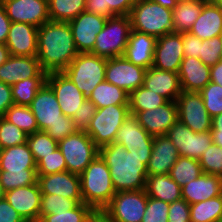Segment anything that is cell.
<instances>
[{"instance_id":"cell-41","label":"cell","mask_w":222,"mask_h":222,"mask_svg":"<svg viewBox=\"0 0 222 222\" xmlns=\"http://www.w3.org/2000/svg\"><path fill=\"white\" fill-rule=\"evenodd\" d=\"M95 211L84 203H78L69 211L55 212V214L39 215V222H88Z\"/></svg>"},{"instance_id":"cell-2","label":"cell","mask_w":222,"mask_h":222,"mask_svg":"<svg viewBox=\"0 0 222 222\" xmlns=\"http://www.w3.org/2000/svg\"><path fill=\"white\" fill-rule=\"evenodd\" d=\"M99 155L110 169L116 193L145 189L151 156H137L116 142L99 148Z\"/></svg>"},{"instance_id":"cell-59","label":"cell","mask_w":222,"mask_h":222,"mask_svg":"<svg viewBox=\"0 0 222 222\" xmlns=\"http://www.w3.org/2000/svg\"><path fill=\"white\" fill-rule=\"evenodd\" d=\"M153 145H138L133 146V149L130 150V153H133L137 156H151Z\"/></svg>"},{"instance_id":"cell-42","label":"cell","mask_w":222,"mask_h":222,"mask_svg":"<svg viewBox=\"0 0 222 222\" xmlns=\"http://www.w3.org/2000/svg\"><path fill=\"white\" fill-rule=\"evenodd\" d=\"M27 143L36 164L46 155L53 153L58 148V142L44 131H37L29 134L27 136Z\"/></svg>"},{"instance_id":"cell-55","label":"cell","mask_w":222,"mask_h":222,"mask_svg":"<svg viewBox=\"0 0 222 222\" xmlns=\"http://www.w3.org/2000/svg\"><path fill=\"white\" fill-rule=\"evenodd\" d=\"M12 105L14 101L11 86L0 81V117H3Z\"/></svg>"},{"instance_id":"cell-52","label":"cell","mask_w":222,"mask_h":222,"mask_svg":"<svg viewBox=\"0 0 222 222\" xmlns=\"http://www.w3.org/2000/svg\"><path fill=\"white\" fill-rule=\"evenodd\" d=\"M168 222H190V204L182 198L170 203Z\"/></svg>"},{"instance_id":"cell-14","label":"cell","mask_w":222,"mask_h":222,"mask_svg":"<svg viewBox=\"0 0 222 222\" xmlns=\"http://www.w3.org/2000/svg\"><path fill=\"white\" fill-rule=\"evenodd\" d=\"M183 58V33L172 32L157 38L153 67L178 73Z\"/></svg>"},{"instance_id":"cell-43","label":"cell","mask_w":222,"mask_h":222,"mask_svg":"<svg viewBox=\"0 0 222 222\" xmlns=\"http://www.w3.org/2000/svg\"><path fill=\"white\" fill-rule=\"evenodd\" d=\"M28 134L13 123L0 117V149L13 147L27 142Z\"/></svg>"},{"instance_id":"cell-51","label":"cell","mask_w":222,"mask_h":222,"mask_svg":"<svg viewBox=\"0 0 222 222\" xmlns=\"http://www.w3.org/2000/svg\"><path fill=\"white\" fill-rule=\"evenodd\" d=\"M77 129L74 126L73 119L71 117H65V122H56L53 125H49L44 132H46L51 138L59 142L68 135L75 133Z\"/></svg>"},{"instance_id":"cell-57","label":"cell","mask_w":222,"mask_h":222,"mask_svg":"<svg viewBox=\"0 0 222 222\" xmlns=\"http://www.w3.org/2000/svg\"><path fill=\"white\" fill-rule=\"evenodd\" d=\"M211 133L213 143L222 147V113L212 118Z\"/></svg>"},{"instance_id":"cell-5","label":"cell","mask_w":222,"mask_h":222,"mask_svg":"<svg viewBox=\"0 0 222 222\" xmlns=\"http://www.w3.org/2000/svg\"><path fill=\"white\" fill-rule=\"evenodd\" d=\"M129 17L132 30L156 38L174 32L172 10L152 0H138L131 9Z\"/></svg>"},{"instance_id":"cell-32","label":"cell","mask_w":222,"mask_h":222,"mask_svg":"<svg viewBox=\"0 0 222 222\" xmlns=\"http://www.w3.org/2000/svg\"><path fill=\"white\" fill-rule=\"evenodd\" d=\"M208 0H179L172 9L174 32H189Z\"/></svg>"},{"instance_id":"cell-23","label":"cell","mask_w":222,"mask_h":222,"mask_svg":"<svg viewBox=\"0 0 222 222\" xmlns=\"http://www.w3.org/2000/svg\"><path fill=\"white\" fill-rule=\"evenodd\" d=\"M43 70L36 56L10 55L0 65V81L12 86L20 80L37 77Z\"/></svg>"},{"instance_id":"cell-53","label":"cell","mask_w":222,"mask_h":222,"mask_svg":"<svg viewBox=\"0 0 222 222\" xmlns=\"http://www.w3.org/2000/svg\"><path fill=\"white\" fill-rule=\"evenodd\" d=\"M183 49L184 57L200 58V38L190 34L189 32H183Z\"/></svg>"},{"instance_id":"cell-8","label":"cell","mask_w":222,"mask_h":222,"mask_svg":"<svg viewBox=\"0 0 222 222\" xmlns=\"http://www.w3.org/2000/svg\"><path fill=\"white\" fill-rule=\"evenodd\" d=\"M129 115V105H110L97 109L85 132L98 148L112 144Z\"/></svg>"},{"instance_id":"cell-46","label":"cell","mask_w":222,"mask_h":222,"mask_svg":"<svg viewBox=\"0 0 222 222\" xmlns=\"http://www.w3.org/2000/svg\"><path fill=\"white\" fill-rule=\"evenodd\" d=\"M198 161L203 173L222 177V147L212 143Z\"/></svg>"},{"instance_id":"cell-34","label":"cell","mask_w":222,"mask_h":222,"mask_svg":"<svg viewBox=\"0 0 222 222\" xmlns=\"http://www.w3.org/2000/svg\"><path fill=\"white\" fill-rule=\"evenodd\" d=\"M138 0H86L85 11L98 16L110 18L128 15Z\"/></svg>"},{"instance_id":"cell-58","label":"cell","mask_w":222,"mask_h":222,"mask_svg":"<svg viewBox=\"0 0 222 222\" xmlns=\"http://www.w3.org/2000/svg\"><path fill=\"white\" fill-rule=\"evenodd\" d=\"M210 81L222 86V60L210 67Z\"/></svg>"},{"instance_id":"cell-15","label":"cell","mask_w":222,"mask_h":222,"mask_svg":"<svg viewBox=\"0 0 222 222\" xmlns=\"http://www.w3.org/2000/svg\"><path fill=\"white\" fill-rule=\"evenodd\" d=\"M11 22L42 26L50 20L48 0H0Z\"/></svg>"},{"instance_id":"cell-31","label":"cell","mask_w":222,"mask_h":222,"mask_svg":"<svg viewBox=\"0 0 222 222\" xmlns=\"http://www.w3.org/2000/svg\"><path fill=\"white\" fill-rule=\"evenodd\" d=\"M145 191L148 197L169 204L182 198L181 187L168 174L148 176Z\"/></svg>"},{"instance_id":"cell-22","label":"cell","mask_w":222,"mask_h":222,"mask_svg":"<svg viewBox=\"0 0 222 222\" xmlns=\"http://www.w3.org/2000/svg\"><path fill=\"white\" fill-rule=\"evenodd\" d=\"M38 27L21 22H12L5 45L13 56L37 55Z\"/></svg>"},{"instance_id":"cell-36","label":"cell","mask_w":222,"mask_h":222,"mask_svg":"<svg viewBox=\"0 0 222 222\" xmlns=\"http://www.w3.org/2000/svg\"><path fill=\"white\" fill-rule=\"evenodd\" d=\"M86 0H48L51 21L70 22L85 11Z\"/></svg>"},{"instance_id":"cell-38","label":"cell","mask_w":222,"mask_h":222,"mask_svg":"<svg viewBox=\"0 0 222 222\" xmlns=\"http://www.w3.org/2000/svg\"><path fill=\"white\" fill-rule=\"evenodd\" d=\"M167 101L162 95L148 90L142 85L129 94L130 114L135 115L137 112L157 108Z\"/></svg>"},{"instance_id":"cell-24","label":"cell","mask_w":222,"mask_h":222,"mask_svg":"<svg viewBox=\"0 0 222 222\" xmlns=\"http://www.w3.org/2000/svg\"><path fill=\"white\" fill-rule=\"evenodd\" d=\"M179 153L167 135L154 136L151 157L147 165L148 176L169 174Z\"/></svg>"},{"instance_id":"cell-54","label":"cell","mask_w":222,"mask_h":222,"mask_svg":"<svg viewBox=\"0 0 222 222\" xmlns=\"http://www.w3.org/2000/svg\"><path fill=\"white\" fill-rule=\"evenodd\" d=\"M23 220L5 198L0 200V222H21Z\"/></svg>"},{"instance_id":"cell-3","label":"cell","mask_w":222,"mask_h":222,"mask_svg":"<svg viewBox=\"0 0 222 222\" xmlns=\"http://www.w3.org/2000/svg\"><path fill=\"white\" fill-rule=\"evenodd\" d=\"M35 183L36 162L27 142L0 150V184L5 192Z\"/></svg>"},{"instance_id":"cell-29","label":"cell","mask_w":222,"mask_h":222,"mask_svg":"<svg viewBox=\"0 0 222 222\" xmlns=\"http://www.w3.org/2000/svg\"><path fill=\"white\" fill-rule=\"evenodd\" d=\"M190 34L201 40L218 37L222 33V10L208 0L202 7L201 14L193 23Z\"/></svg>"},{"instance_id":"cell-61","label":"cell","mask_w":222,"mask_h":222,"mask_svg":"<svg viewBox=\"0 0 222 222\" xmlns=\"http://www.w3.org/2000/svg\"><path fill=\"white\" fill-rule=\"evenodd\" d=\"M10 53L9 49L5 44L0 43V65L5 63L7 59L9 58Z\"/></svg>"},{"instance_id":"cell-37","label":"cell","mask_w":222,"mask_h":222,"mask_svg":"<svg viewBox=\"0 0 222 222\" xmlns=\"http://www.w3.org/2000/svg\"><path fill=\"white\" fill-rule=\"evenodd\" d=\"M190 222H222V195L190 205Z\"/></svg>"},{"instance_id":"cell-35","label":"cell","mask_w":222,"mask_h":222,"mask_svg":"<svg viewBox=\"0 0 222 222\" xmlns=\"http://www.w3.org/2000/svg\"><path fill=\"white\" fill-rule=\"evenodd\" d=\"M47 73L42 71L37 77L20 80L11 86L15 105L29 106L37 92L46 83Z\"/></svg>"},{"instance_id":"cell-4","label":"cell","mask_w":222,"mask_h":222,"mask_svg":"<svg viewBox=\"0 0 222 222\" xmlns=\"http://www.w3.org/2000/svg\"><path fill=\"white\" fill-rule=\"evenodd\" d=\"M83 203L95 212L102 211L116 194L110 169L98 155L80 174Z\"/></svg>"},{"instance_id":"cell-9","label":"cell","mask_w":222,"mask_h":222,"mask_svg":"<svg viewBox=\"0 0 222 222\" xmlns=\"http://www.w3.org/2000/svg\"><path fill=\"white\" fill-rule=\"evenodd\" d=\"M65 158L66 171L80 175L99 155V148L85 131L77 130L58 142Z\"/></svg>"},{"instance_id":"cell-13","label":"cell","mask_w":222,"mask_h":222,"mask_svg":"<svg viewBox=\"0 0 222 222\" xmlns=\"http://www.w3.org/2000/svg\"><path fill=\"white\" fill-rule=\"evenodd\" d=\"M146 70L131 63L124 56L108 58L105 81L116 85L130 94L143 85Z\"/></svg>"},{"instance_id":"cell-62","label":"cell","mask_w":222,"mask_h":222,"mask_svg":"<svg viewBox=\"0 0 222 222\" xmlns=\"http://www.w3.org/2000/svg\"><path fill=\"white\" fill-rule=\"evenodd\" d=\"M155 3L162 5L165 8L173 9L179 0H152Z\"/></svg>"},{"instance_id":"cell-47","label":"cell","mask_w":222,"mask_h":222,"mask_svg":"<svg viewBox=\"0 0 222 222\" xmlns=\"http://www.w3.org/2000/svg\"><path fill=\"white\" fill-rule=\"evenodd\" d=\"M202 63L211 67L222 60L221 37L211 39H200V58Z\"/></svg>"},{"instance_id":"cell-64","label":"cell","mask_w":222,"mask_h":222,"mask_svg":"<svg viewBox=\"0 0 222 222\" xmlns=\"http://www.w3.org/2000/svg\"><path fill=\"white\" fill-rule=\"evenodd\" d=\"M222 10V0H212Z\"/></svg>"},{"instance_id":"cell-39","label":"cell","mask_w":222,"mask_h":222,"mask_svg":"<svg viewBox=\"0 0 222 222\" xmlns=\"http://www.w3.org/2000/svg\"><path fill=\"white\" fill-rule=\"evenodd\" d=\"M203 173L201 165L197 159L179 156L176 163L171 167L169 176L183 187L191 180H195Z\"/></svg>"},{"instance_id":"cell-6","label":"cell","mask_w":222,"mask_h":222,"mask_svg":"<svg viewBox=\"0 0 222 222\" xmlns=\"http://www.w3.org/2000/svg\"><path fill=\"white\" fill-rule=\"evenodd\" d=\"M107 58L90 52L79 53L63 73L89 98L95 87L105 81Z\"/></svg>"},{"instance_id":"cell-25","label":"cell","mask_w":222,"mask_h":222,"mask_svg":"<svg viewBox=\"0 0 222 222\" xmlns=\"http://www.w3.org/2000/svg\"><path fill=\"white\" fill-rule=\"evenodd\" d=\"M156 41L155 36L132 30L123 56L131 63L148 69L153 65Z\"/></svg>"},{"instance_id":"cell-56","label":"cell","mask_w":222,"mask_h":222,"mask_svg":"<svg viewBox=\"0 0 222 222\" xmlns=\"http://www.w3.org/2000/svg\"><path fill=\"white\" fill-rule=\"evenodd\" d=\"M11 21L8 18L5 8L0 1V43L5 44L9 29L11 26Z\"/></svg>"},{"instance_id":"cell-26","label":"cell","mask_w":222,"mask_h":222,"mask_svg":"<svg viewBox=\"0 0 222 222\" xmlns=\"http://www.w3.org/2000/svg\"><path fill=\"white\" fill-rule=\"evenodd\" d=\"M143 86L162 95L168 101H176L182 88L178 73L150 67L146 70Z\"/></svg>"},{"instance_id":"cell-44","label":"cell","mask_w":222,"mask_h":222,"mask_svg":"<svg viewBox=\"0 0 222 222\" xmlns=\"http://www.w3.org/2000/svg\"><path fill=\"white\" fill-rule=\"evenodd\" d=\"M78 203L69 198L56 194H42L39 215L55 214V212L69 211Z\"/></svg>"},{"instance_id":"cell-11","label":"cell","mask_w":222,"mask_h":222,"mask_svg":"<svg viewBox=\"0 0 222 222\" xmlns=\"http://www.w3.org/2000/svg\"><path fill=\"white\" fill-rule=\"evenodd\" d=\"M166 135L177 148L179 156L197 160L213 143L211 131L193 132L179 120L167 131Z\"/></svg>"},{"instance_id":"cell-63","label":"cell","mask_w":222,"mask_h":222,"mask_svg":"<svg viewBox=\"0 0 222 222\" xmlns=\"http://www.w3.org/2000/svg\"><path fill=\"white\" fill-rule=\"evenodd\" d=\"M5 191L3 190V187L0 184V200L4 199Z\"/></svg>"},{"instance_id":"cell-65","label":"cell","mask_w":222,"mask_h":222,"mask_svg":"<svg viewBox=\"0 0 222 222\" xmlns=\"http://www.w3.org/2000/svg\"><path fill=\"white\" fill-rule=\"evenodd\" d=\"M21 222H31V221H29V220H25V219H24V220H23V221H21Z\"/></svg>"},{"instance_id":"cell-49","label":"cell","mask_w":222,"mask_h":222,"mask_svg":"<svg viewBox=\"0 0 222 222\" xmlns=\"http://www.w3.org/2000/svg\"><path fill=\"white\" fill-rule=\"evenodd\" d=\"M169 206L165 201L148 197L142 222H168Z\"/></svg>"},{"instance_id":"cell-30","label":"cell","mask_w":222,"mask_h":222,"mask_svg":"<svg viewBox=\"0 0 222 222\" xmlns=\"http://www.w3.org/2000/svg\"><path fill=\"white\" fill-rule=\"evenodd\" d=\"M154 136L141 127L137 118L130 114L117 131L116 143L122 144L127 151L138 145H153Z\"/></svg>"},{"instance_id":"cell-19","label":"cell","mask_w":222,"mask_h":222,"mask_svg":"<svg viewBox=\"0 0 222 222\" xmlns=\"http://www.w3.org/2000/svg\"><path fill=\"white\" fill-rule=\"evenodd\" d=\"M41 194H56L83 203L80 175L69 171L37 176Z\"/></svg>"},{"instance_id":"cell-28","label":"cell","mask_w":222,"mask_h":222,"mask_svg":"<svg viewBox=\"0 0 222 222\" xmlns=\"http://www.w3.org/2000/svg\"><path fill=\"white\" fill-rule=\"evenodd\" d=\"M182 91L200 92L210 82V67L195 57H184L178 72Z\"/></svg>"},{"instance_id":"cell-10","label":"cell","mask_w":222,"mask_h":222,"mask_svg":"<svg viewBox=\"0 0 222 222\" xmlns=\"http://www.w3.org/2000/svg\"><path fill=\"white\" fill-rule=\"evenodd\" d=\"M147 202L145 189L117 192L102 212L114 222H142Z\"/></svg>"},{"instance_id":"cell-20","label":"cell","mask_w":222,"mask_h":222,"mask_svg":"<svg viewBox=\"0 0 222 222\" xmlns=\"http://www.w3.org/2000/svg\"><path fill=\"white\" fill-rule=\"evenodd\" d=\"M134 116L150 135H166L167 131L178 121L177 103L167 101L157 108L137 112Z\"/></svg>"},{"instance_id":"cell-7","label":"cell","mask_w":222,"mask_h":222,"mask_svg":"<svg viewBox=\"0 0 222 222\" xmlns=\"http://www.w3.org/2000/svg\"><path fill=\"white\" fill-rule=\"evenodd\" d=\"M131 31L128 15L108 18L105 27L97 34L95 46L90 53L107 59L123 56Z\"/></svg>"},{"instance_id":"cell-17","label":"cell","mask_w":222,"mask_h":222,"mask_svg":"<svg viewBox=\"0 0 222 222\" xmlns=\"http://www.w3.org/2000/svg\"><path fill=\"white\" fill-rule=\"evenodd\" d=\"M46 83L54 91L63 114L73 118L79 107L87 99L84 94L63 72L48 73Z\"/></svg>"},{"instance_id":"cell-50","label":"cell","mask_w":222,"mask_h":222,"mask_svg":"<svg viewBox=\"0 0 222 222\" xmlns=\"http://www.w3.org/2000/svg\"><path fill=\"white\" fill-rule=\"evenodd\" d=\"M96 110V105L87 98L72 118L75 128L79 131H86L95 116Z\"/></svg>"},{"instance_id":"cell-1","label":"cell","mask_w":222,"mask_h":222,"mask_svg":"<svg viewBox=\"0 0 222 222\" xmlns=\"http://www.w3.org/2000/svg\"><path fill=\"white\" fill-rule=\"evenodd\" d=\"M78 54L68 22L49 20L38 27L36 57L47 74L63 72Z\"/></svg>"},{"instance_id":"cell-12","label":"cell","mask_w":222,"mask_h":222,"mask_svg":"<svg viewBox=\"0 0 222 222\" xmlns=\"http://www.w3.org/2000/svg\"><path fill=\"white\" fill-rule=\"evenodd\" d=\"M178 120L193 132L211 131L212 117L204 106L199 92L181 91L177 100Z\"/></svg>"},{"instance_id":"cell-27","label":"cell","mask_w":222,"mask_h":222,"mask_svg":"<svg viewBox=\"0 0 222 222\" xmlns=\"http://www.w3.org/2000/svg\"><path fill=\"white\" fill-rule=\"evenodd\" d=\"M182 199L190 205L222 195V177L202 173L181 187Z\"/></svg>"},{"instance_id":"cell-21","label":"cell","mask_w":222,"mask_h":222,"mask_svg":"<svg viewBox=\"0 0 222 222\" xmlns=\"http://www.w3.org/2000/svg\"><path fill=\"white\" fill-rule=\"evenodd\" d=\"M41 191L38 183L5 192L4 198L25 220L39 222Z\"/></svg>"},{"instance_id":"cell-48","label":"cell","mask_w":222,"mask_h":222,"mask_svg":"<svg viewBox=\"0 0 222 222\" xmlns=\"http://www.w3.org/2000/svg\"><path fill=\"white\" fill-rule=\"evenodd\" d=\"M37 176H44L66 171L65 158L57 148L53 153L46 155L36 164Z\"/></svg>"},{"instance_id":"cell-40","label":"cell","mask_w":222,"mask_h":222,"mask_svg":"<svg viewBox=\"0 0 222 222\" xmlns=\"http://www.w3.org/2000/svg\"><path fill=\"white\" fill-rule=\"evenodd\" d=\"M28 135L39 131L36 118L29 106L12 105L3 116Z\"/></svg>"},{"instance_id":"cell-60","label":"cell","mask_w":222,"mask_h":222,"mask_svg":"<svg viewBox=\"0 0 222 222\" xmlns=\"http://www.w3.org/2000/svg\"><path fill=\"white\" fill-rule=\"evenodd\" d=\"M88 222H114L109 219L102 211L95 212L90 218Z\"/></svg>"},{"instance_id":"cell-18","label":"cell","mask_w":222,"mask_h":222,"mask_svg":"<svg viewBox=\"0 0 222 222\" xmlns=\"http://www.w3.org/2000/svg\"><path fill=\"white\" fill-rule=\"evenodd\" d=\"M58 104L54 91L45 83L29 105L36 118L39 131H44L56 122H65L66 115Z\"/></svg>"},{"instance_id":"cell-16","label":"cell","mask_w":222,"mask_h":222,"mask_svg":"<svg viewBox=\"0 0 222 222\" xmlns=\"http://www.w3.org/2000/svg\"><path fill=\"white\" fill-rule=\"evenodd\" d=\"M107 19L84 11L68 22L75 47L79 53H87L93 50L97 34L105 27Z\"/></svg>"},{"instance_id":"cell-45","label":"cell","mask_w":222,"mask_h":222,"mask_svg":"<svg viewBox=\"0 0 222 222\" xmlns=\"http://www.w3.org/2000/svg\"><path fill=\"white\" fill-rule=\"evenodd\" d=\"M208 114L213 118L222 113V86L209 82L200 92Z\"/></svg>"},{"instance_id":"cell-33","label":"cell","mask_w":222,"mask_h":222,"mask_svg":"<svg viewBox=\"0 0 222 222\" xmlns=\"http://www.w3.org/2000/svg\"><path fill=\"white\" fill-rule=\"evenodd\" d=\"M97 109L110 105H129V94L107 81L99 83L88 98Z\"/></svg>"}]
</instances>
